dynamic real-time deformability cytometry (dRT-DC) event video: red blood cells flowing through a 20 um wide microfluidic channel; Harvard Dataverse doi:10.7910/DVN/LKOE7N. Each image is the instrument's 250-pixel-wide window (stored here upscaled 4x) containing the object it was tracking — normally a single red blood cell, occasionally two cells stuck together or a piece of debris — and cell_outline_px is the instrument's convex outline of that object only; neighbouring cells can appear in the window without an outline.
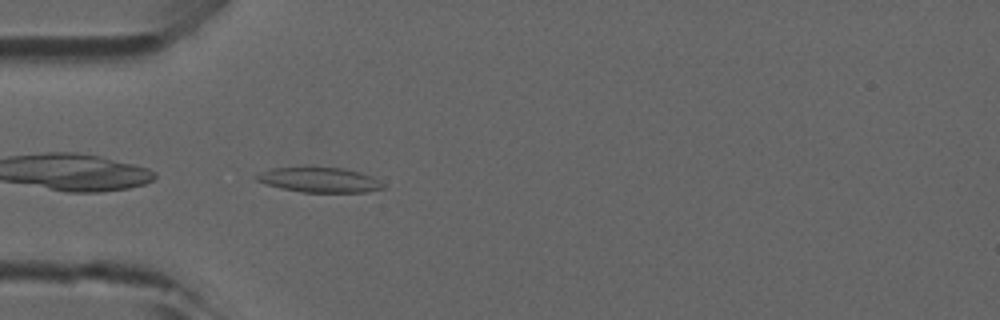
{"species": "common noctule bat (a hibernating species)", "species_latin": "Nyctalus noctula", "temperature_condition": "room temperature", "stored_images_in_passage": 32, "camera_frame_rate_fps": 3000, "um_per_image_px": 0.085, "animal": {"sex": "male", "forearm_length_mm": 52.5}, "frame": {"image": 1, "passage_image": 1, "time_ms": 0.0, "image_size_px": [1000, 320], "cell_outline_px": [[388, 188], [368, 192], [300, 192], [280, 188], [264, 184], [256, 180], [252, 176], [260, 172], [272, 168], [304, 164], [308, 164], [344, 168], [360, 172], [372, 176], [384, 184]], "centroid_in_image_um": [27.1, 15.24], "position_along_channel_um": 57.9, "area_um2": 19.59}}
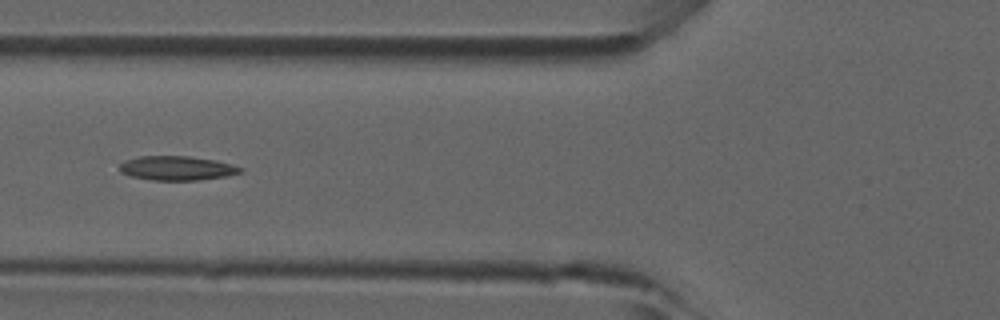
{"frame": {"image": 2, "passage_image": 5, "time_ms": 1.333, "image_size_px": [1000, 320], "cell_outline_px": [[244, 172], [228, 176], [196, 180], [152, 180], [132, 176], [120, 172], [120, 164], [128, 160], [140, 156], [188, 156], [216, 160], [232, 164], [244, 168]], "centroid_in_image_um": [15.11, 14.29], "position_along_channel_um": 110.7, "area_um2": 17.05}}
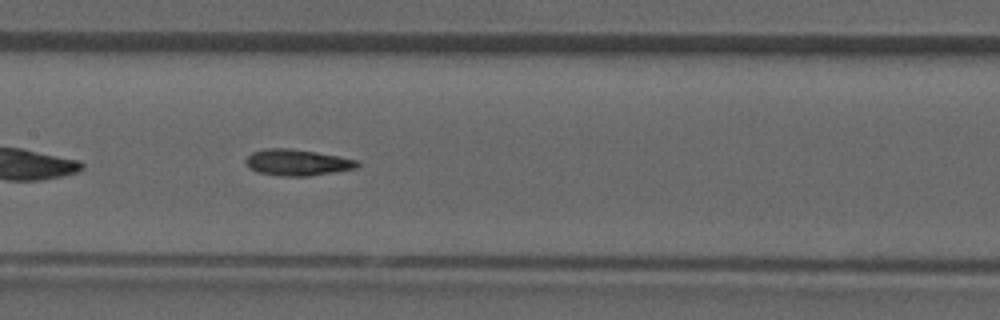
{"frame": {"image": 3, "passage_image": 10, "time_ms": 3.0, "image_size_px": [1000, 320], "cell_outline_px": [[360, 164], [356, 168], [308, 176], [280, 176], [256, 172], [248, 168], [244, 160], [252, 152], [268, 148], [288, 148], [316, 152], [356, 160]], "centroid_in_image_um": [25.2, 13.81], "position_along_channel_um": 182.2, "area_um2": 16.94}}